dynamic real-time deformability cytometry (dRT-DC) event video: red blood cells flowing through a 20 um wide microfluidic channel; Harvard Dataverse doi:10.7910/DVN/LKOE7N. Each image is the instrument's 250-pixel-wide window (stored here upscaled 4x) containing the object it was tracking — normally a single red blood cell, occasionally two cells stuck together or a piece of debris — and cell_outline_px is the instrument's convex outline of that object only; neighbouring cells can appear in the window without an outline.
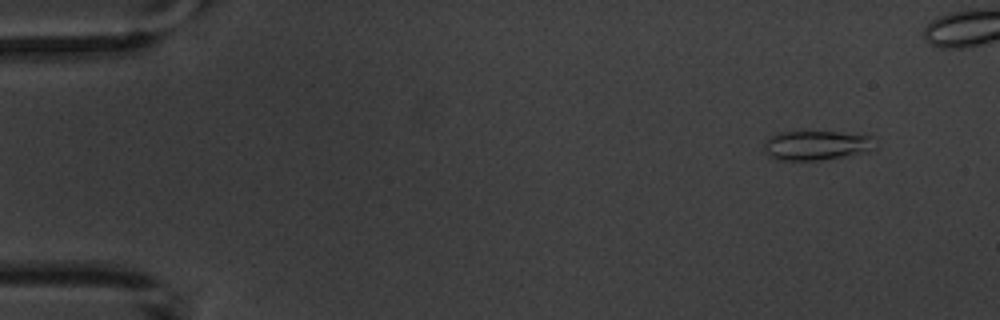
{"species": "common noctule bat (a hibernating species)", "species_latin": "Nyctalus noctula", "temperature_condition": "warm", "stored_images_in_passage": 8, "camera_frame_rate_fps": 3000, "um_per_image_px": 0.085, "animal": {"sex": "male", "body_mass_g": 20.1, "forearm_length_mm": 53.5}, "frame": {"image": 1, "passage_image": 1, "time_ms": 0.0, "image_size_px": [1000, 320], "cell_outline_px": [[868, 152], [820, 160], [780, 160], [772, 156], [764, 148], [764, 144], [772, 136], [780, 132], [836, 132], [868, 136]], "centroid_in_image_um": [69.29, 12.36], "position_along_channel_um": 15.7, "area_um2": 18.03}}
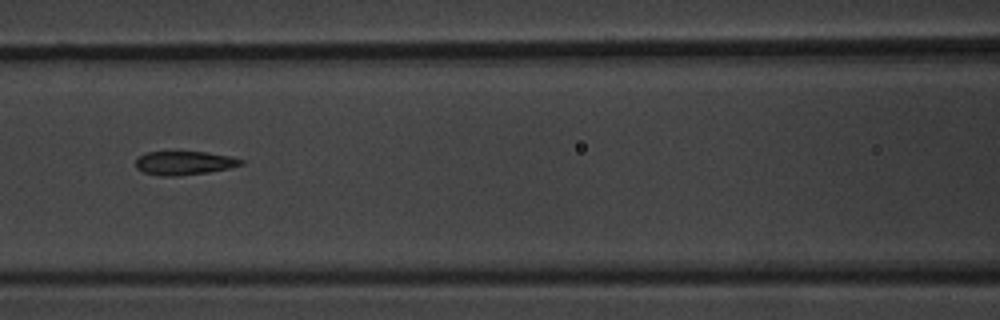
{"frame": {"image": 2, "passage_image": 6, "time_ms": 6.667, "image_size_px": [1000, 320], "cell_outline_px": [[244, 164], [228, 168], [208, 172], [180, 176], [160, 176], [144, 172], [136, 168], [136, 160], [140, 156], [148, 152], [208, 152], [228, 156], [244, 160]], "centroid_in_image_um": [15.66, 13.86], "position_along_channel_um": 150.9, "area_um2": 14.45}}
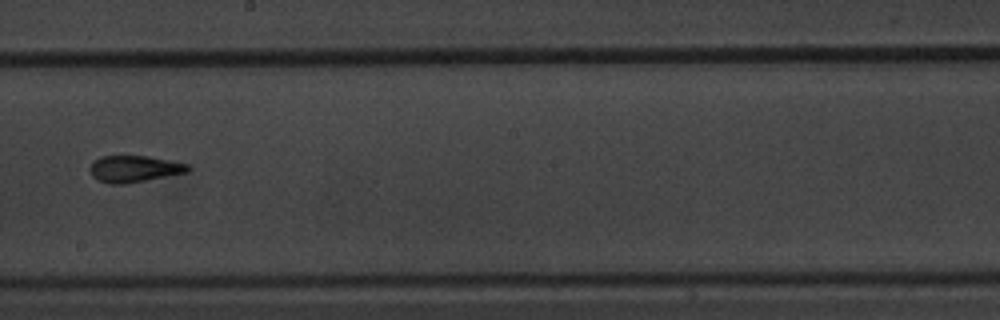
{"frame": {"image": 3, "passage_image": 8, "time_ms": 9.0, "image_size_px": [1000, 320], "cell_outline_px": [[192, 168], [188, 172], [124, 184], [108, 184], [92, 176], [88, 168], [92, 160], [100, 156], [148, 156], [188, 164]], "centroid_in_image_um": [11.37, 14.34], "position_along_channel_um": 236.8, "area_um2": 15.26}}